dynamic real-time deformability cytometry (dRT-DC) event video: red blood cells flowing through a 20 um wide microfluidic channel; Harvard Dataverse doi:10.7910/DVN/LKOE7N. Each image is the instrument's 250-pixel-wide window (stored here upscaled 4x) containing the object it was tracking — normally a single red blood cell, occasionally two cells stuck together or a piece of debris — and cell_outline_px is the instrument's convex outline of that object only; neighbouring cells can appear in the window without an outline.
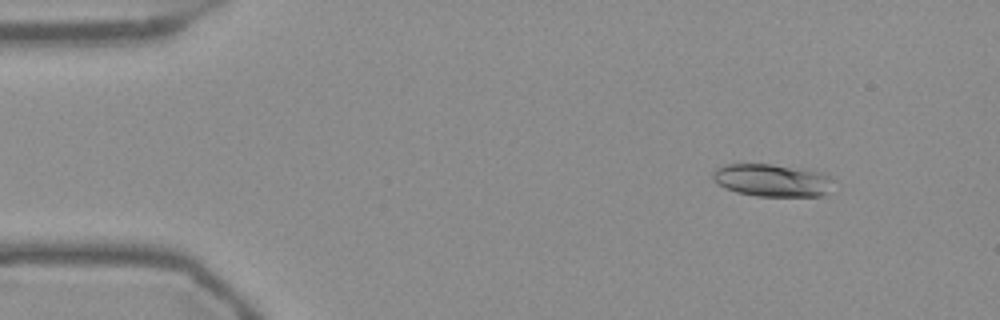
{"species": "Egyptian fruit bat (a non-hibernating species)", "species_latin": "Rousettus aegyptiacus", "temperature_condition": "warm", "stored_images_in_passage": 54, "camera_frame_rate_fps": 3000, "um_per_image_px": 0.085, "frame": {"image": 1, "passage_image": 6, "time_ms": 1.667, "image_size_px": [1000, 320], "cell_outline_px": [[832, 176], [828, 192], [820, 196], [756, 196], [736, 192], [724, 188], [716, 184], [712, 180], [712, 172], [716, 168], [724, 164], [768, 164], [824, 172]], "centroid_in_image_um": [65.57, 15.32], "position_along_channel_um": 19.4, "area_um2": 23.0}}
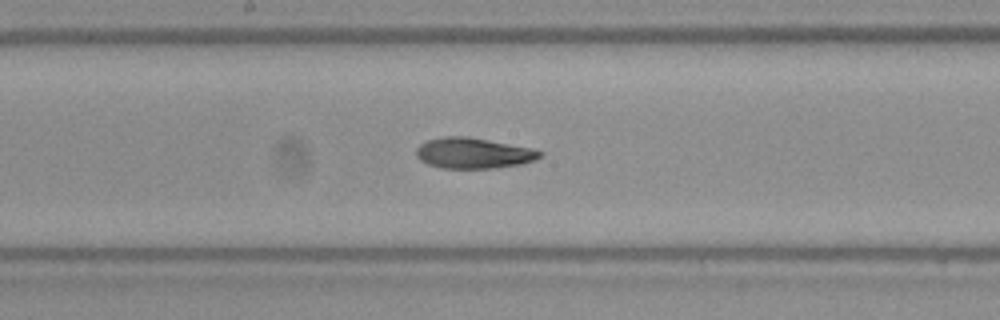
{"frame": {"image": 2, "passage_image": 28, "time_ms": 9.0, "image_size_px": [1000, 320], "cell_outline_px": [[544, 156], [520, 164], [496, 168], [440, 168], [428, 164], [420, 160], [416, 156], [416, 148], [420, 144], [428, 140], [444, 136], [468, 136], [532, 148], [544, 152]], "centroid_in_image_um": [40.23, 13.01], "position_along_channel_um": 208.0, "area_um2": 22.2}}
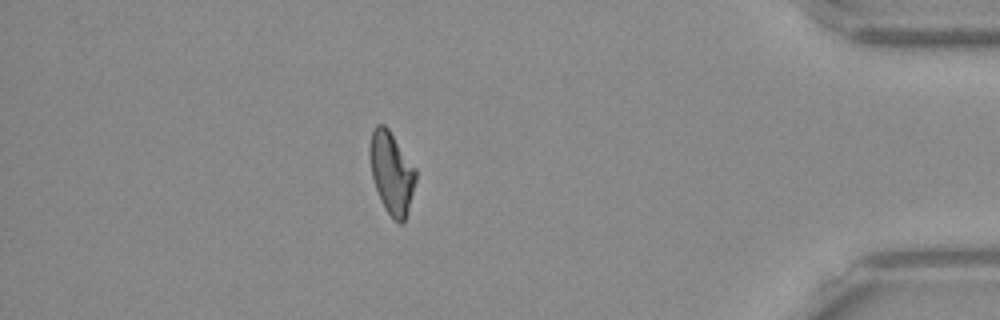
{"frame": {"image": 3, "passage_image": 47, "time_ms": 15.333, "image_size_px": [1000, 320], "cell_outline_px": [[416, 180], [404, 224], [400, 224], [388, 212], [380, 200], [372, 176], [368, 156], [368, 148], [372, 132], [376, 124], [384, 124], [388, 128], [416, 168]], "centroid_in_image_um": [33.27, 14.65], "position_along_channel_um": 401.9, "area_um2": 21.96}, "authors_computed_cell_mechanics": {"area_um2": 22.2819, "velocity_mm_per_s": 3.7608, "shape_relaxation_time_tau1_ms": 4.7073, "shape_relaxation_time_tau2_ms": 2.7364, "deformation_change_tau1": 0.1841, "deformation_change_tau2": 0.0981}}